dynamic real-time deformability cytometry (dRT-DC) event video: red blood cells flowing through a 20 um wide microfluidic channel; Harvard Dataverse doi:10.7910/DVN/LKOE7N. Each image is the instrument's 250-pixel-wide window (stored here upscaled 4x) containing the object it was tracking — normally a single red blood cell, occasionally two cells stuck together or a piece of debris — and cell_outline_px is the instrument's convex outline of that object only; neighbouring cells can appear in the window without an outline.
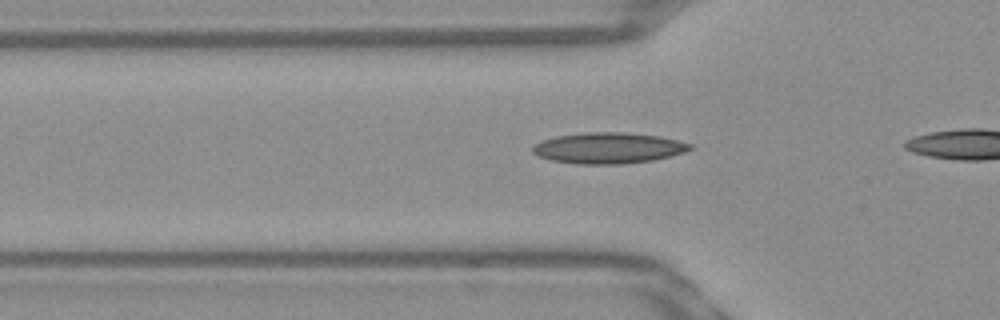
{"species": "Egyptian fruit bat (a non-hibernating species)", "species_latin": "Rousettus aegyptiacus", "temperature_condition": "warm", "stored_images_in_passage": 12, "camera_frame_rate_fps": 3000, "um_per_image_px": 0.085, "frame": {"image": 1, "passage_image": 6, "time_ms": 1.667, "image_size_px": [1000, 320], "cell_outline_px": [[692, 148], [684, 152], [652, 160], [620, 164], [580, 164], [552, 160], [540, 156], [532, 152], [532, 148], [540, 140], [556, 136], [584, 132], [624, 132], [660, 136], [692, 144]], "centroid_in_image_um": [51.69, 12.57], "position_along_channel_um": 74.1, "area_um2": 28.21}}
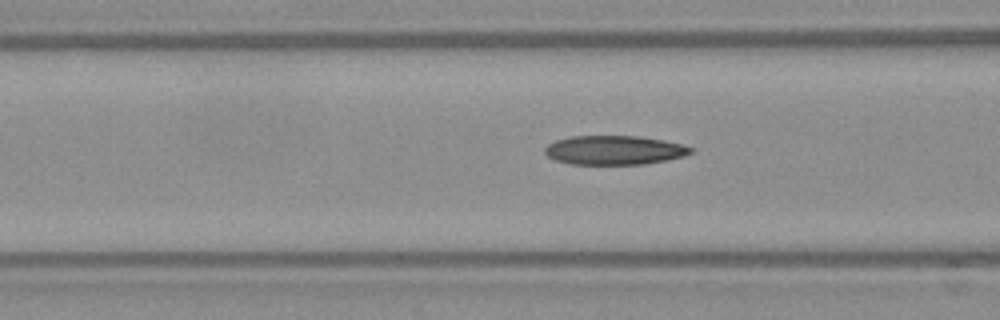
{"frame": {"image": 2, "passage_image": 9, "time_ms": 2.667, "image_size_px": [1000, 320], "cell_outline_px": [[696, 152], [684, 156], [668, 160], [644, 164], [572, 164], [556, 160], [548, 156], [544, 152], [544, 148], [548, 144], [556, 140], [572, 136], [636, 136], [664, 140], [684, 144], [696, 148]], "centroid_in_image_um": [52.29, 12.76], "position_along_channel_um": 114.3, "area_um2": 24.97}}